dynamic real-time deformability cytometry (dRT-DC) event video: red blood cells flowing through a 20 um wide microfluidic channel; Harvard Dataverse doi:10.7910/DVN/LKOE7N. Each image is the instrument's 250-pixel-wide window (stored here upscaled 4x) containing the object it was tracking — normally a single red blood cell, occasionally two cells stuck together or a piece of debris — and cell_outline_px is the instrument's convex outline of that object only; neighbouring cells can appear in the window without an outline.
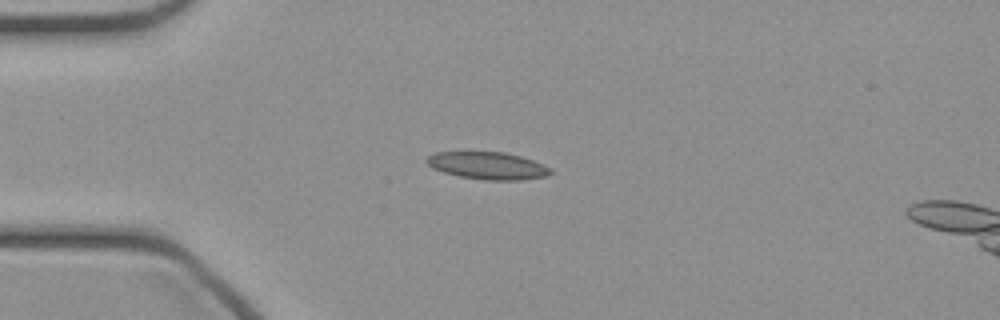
{"species": "common noctule bat (a hibernating species)", "species_latin": "Nyctalus noctula", "temperature_condition": "cold", "stored_images_in_passage": 38, "camera_frame_rate_fps": 3000, "um_per_image_px": 0.085, "animal": {"sex": "female", "body_mass_g": 21.9}, "frame": {"image": 1, "passage_image": 3, "time_ms": 0.667, "image_size_px": [1000, 320], "cell_outline_px": [[552, 172], [548, 176], [520, 180], [484, 180], [460, 176], [444, 172], [432, 168], [424, 160], [428, 156], [436, 152], [504, 152], [520, 156], [544, 164], [552, 168]], "centroid_in_image_um": [41.48, 14.08], "position_along_channel_um": 43.5, "area_um2": 19.77}}
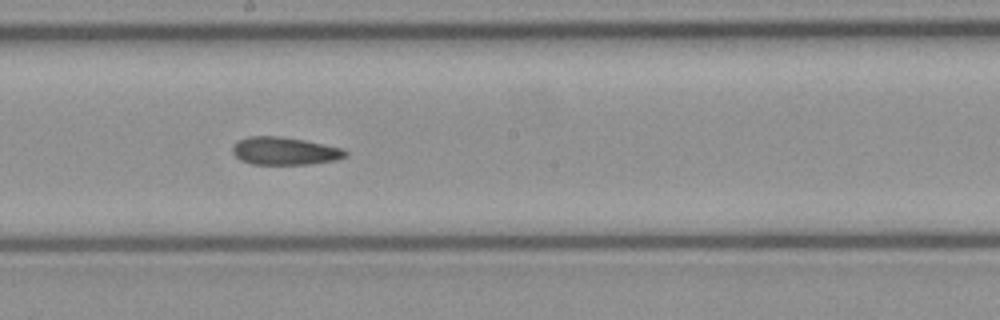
{"frame": {"image": 2, "passage_image": 17, "time_ms": 5.333, "image_size_px": [1000, 320], "cell_outline_px": [[348, 156], [336, 160], [308, 164], [252, 164], [240, 160], [232, 152], [232, 144], [236, 140], [248, 136], [280, 136], [304, 140], [344, 148], [348, 152]], "centroid_in_image_um": [24.18, 12.82], "position_along_channel_um": 224.0, "area_um2": 18.5}}
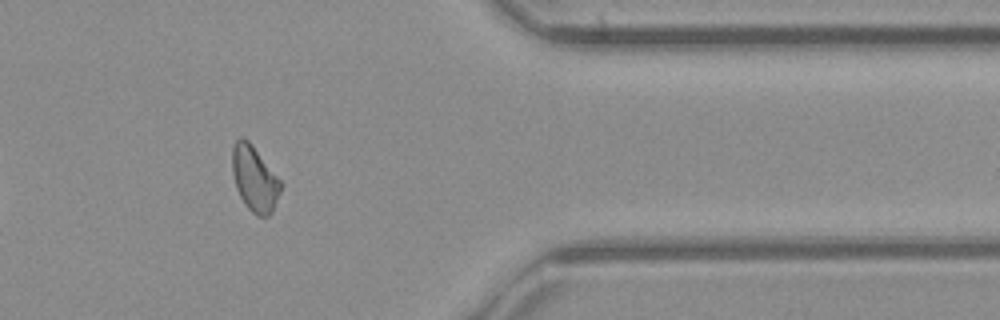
{"frame": {"image": 3, "passage_image": 30, "time_ms": 9.667, "image_size_px": [1000, 320], "cell_outline_px": [[284, 184], [272, 212], [268, 216], [256, 216], [244, 204], [236, 188], [232, 172], [232, 148], [236, 140], [240, 136], [248, 140]], "centroid_in_image_um": [21.64, 15.2], "position_along_channel_um": 389.8, "area_um2": 18.55}}